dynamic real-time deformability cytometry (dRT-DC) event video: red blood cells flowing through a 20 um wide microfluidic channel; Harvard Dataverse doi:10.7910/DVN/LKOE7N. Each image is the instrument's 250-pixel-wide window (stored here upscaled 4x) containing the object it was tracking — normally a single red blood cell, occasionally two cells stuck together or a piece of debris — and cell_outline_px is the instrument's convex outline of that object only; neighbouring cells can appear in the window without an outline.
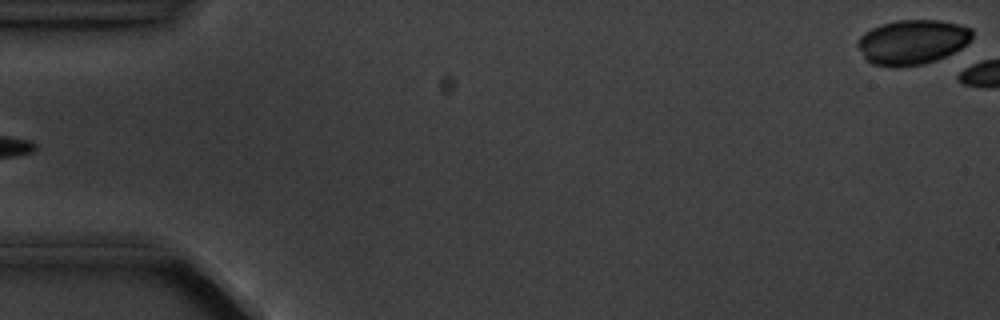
{"species": "common noctule bat (a hibernating species)", "species_latin": "Nyctalus noctula", "temperature_condition": "cold", "stored_images_in_passage": 6, "camera_frame_rate_fps": 3000, "um_per_image_px": 0.085, "animal": {"sex": "male", "body_mass_g": 20.1, "forearm_length_mm": 53.5}, "frame": {"image": 1, "passage_image": 6, "time_ms": 6.0, "image_size_px": [1000, 320], "cell_outline_px": [[972, 36], [968, 44], [936, 60], [924, 64], [872, 64], [864, 56], [856, 44], [856, 40], [864, 32], [880, 24], [896, 20], [940, 20], [960, 24], [972, 28]], "centroid_in_image_um": [77.56, 3.52], "position_along_channel_um": 7.4, "area_um2": 29.3}}